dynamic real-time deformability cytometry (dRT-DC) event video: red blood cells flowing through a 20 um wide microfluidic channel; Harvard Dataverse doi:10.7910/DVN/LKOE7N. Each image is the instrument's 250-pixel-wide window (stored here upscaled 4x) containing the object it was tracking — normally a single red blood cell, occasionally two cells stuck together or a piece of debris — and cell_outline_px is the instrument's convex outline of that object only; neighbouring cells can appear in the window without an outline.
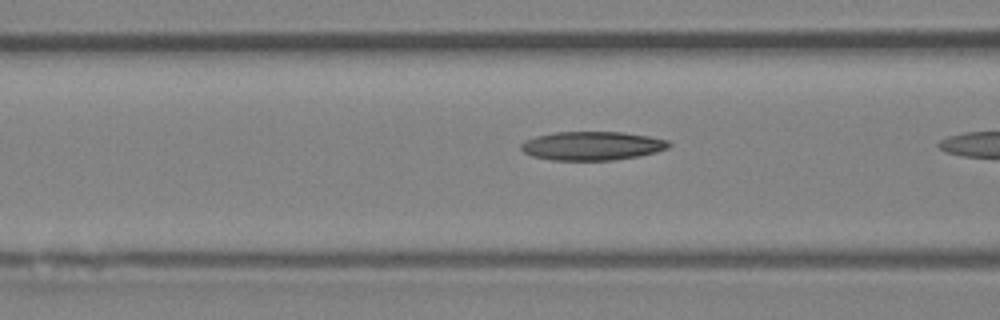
{"species": "Egyptian fruit bat (a non-hibernating species)", "species_latin": "Rousettus aegyptiacus", "temperature_condition": "room temperature", "stored_images_in_passage": 10, "camera_frame_rate_fps": 3000, "um_per_image_px": 0.085, "animal": {"sex": "female"}, "frame": {"image": 1, "passage_image": 9, "time_ms": 2.667, "image_size_px": [1000, 320], "cell_outline_px": [[672, 144], [668, 148], [656, 152], [636, 156], [612, 160], [552, 160], [532, 156], [524, 152], [520, 148], [520, 144], [524, 140], [536, 136], [556, 132], [620, 132], [648, 136], [668, 140]], "centroid_in_image_um": [50.3, 12.39], "position_along_channel_um": 116.3, "area_um2": 24.68}}